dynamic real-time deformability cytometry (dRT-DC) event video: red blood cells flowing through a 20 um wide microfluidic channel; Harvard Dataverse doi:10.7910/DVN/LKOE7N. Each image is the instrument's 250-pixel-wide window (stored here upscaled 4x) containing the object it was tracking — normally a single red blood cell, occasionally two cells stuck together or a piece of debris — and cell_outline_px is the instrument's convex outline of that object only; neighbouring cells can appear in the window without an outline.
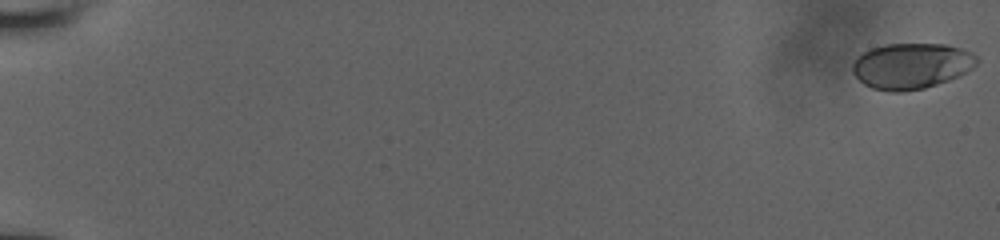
{"species": "human", "species_latin": "Homo sapiens", "temperature_condition": "room temperature", "stored_images_in_passage": 71, "camera_frame_rate_fps": 3000, "um_per_image_px": 0.085, "donor": {"sex": "male"}, "frame": {"image": 1, "passage_image": 1, "time_ms": 0.0, "image_size_px": [1000, 240], "cell_outline_px": [[980, 60], [972, 68], [948, 80], [924, 88], [900, 92], [892, 92], [872, 88], [864, 84], [852, 72], [852, 64], [856, 56], [872, 48], [884, 44], [948, 44], [972, 52]], "centroid_in_image_um": [77.45, 5.59], "position_along_channel_um": 7.6, "area_um2": 33.12}}
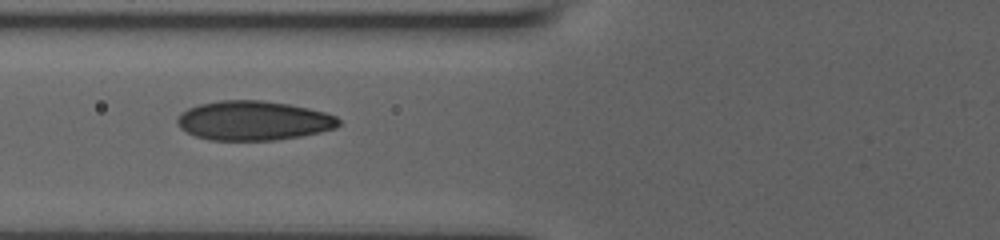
{"frame": {"image": 2, "passage_image": 37, "time_ms": 8.333, "image_size_px": [1000, 240], "cell_outline_px": [[340, 124], [336, 128], [320, 132], [300, 136], [276, 140], [212, 140], [196, 136], [180, 128], [176, 120], [188, 108], [200, 104], [220, 100], [260, 100], [288, 104], [308, 108], [324, 112], [336, 116], [340, 120]], "centroid_in_image_um": [21.57, 10.25], "position_along_channel_um": 104.2, "area_um2": 36.82}}
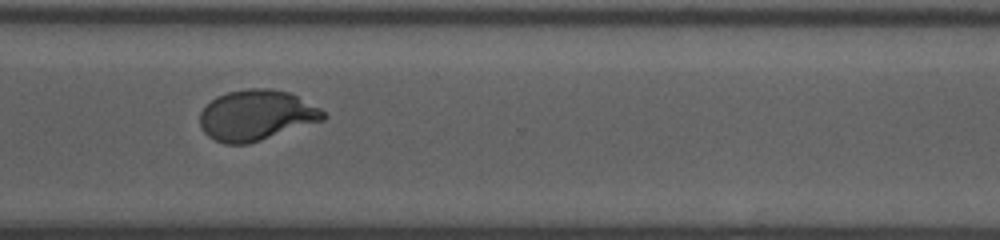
{"frame": {"image": 3, "passage_image": 70, "time_ms": 14.667, "image_size_px": [1000, 240], "cell_outline_px": [[328, 116], [324, 120], [248, 144], [224, 144], [208, 136], [200, 128], [200, 112], [216, 96], [228, 92], [248, 88], [272, 88], [292, 92], [320, 108]], "centroid_in_image_um": [21.81, 9.78], "position_along_channel_um": 348.8, "area_um2": 36.53}}